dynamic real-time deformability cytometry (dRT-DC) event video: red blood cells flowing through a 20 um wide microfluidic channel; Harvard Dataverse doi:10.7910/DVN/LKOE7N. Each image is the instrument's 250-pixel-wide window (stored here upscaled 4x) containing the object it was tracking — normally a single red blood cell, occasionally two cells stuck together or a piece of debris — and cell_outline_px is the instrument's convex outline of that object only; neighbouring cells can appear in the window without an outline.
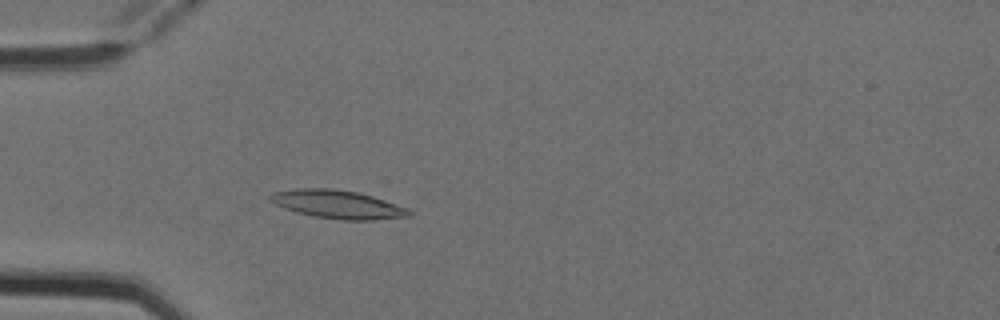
{"species": "Egyptian fruit bat (a non-hibernating species)", "species_latin": "Rousettus aegyptiacus", "temperature_condition": "cold", "stored_images_in_passage": 3, "camera_frame_rate_fps": 3000, "um_per_image_px": 0.085, "animal": {"sex": "female"}, "frame": {"image": 1, "passage_image": 3, "time_ms": 0.667, "image_size_px": [1000, 320], "cell_outline_px": [[412, 216], [372, 220], [344, 220], [312, 216], [296, 212], [284, 208], [268, 200], [268, 196], [272, 192], [296, 188], [332, 188], [356, 192], [372, 196], [408, 208], [412, 212]], "centroid_in_image_um": [28.68, 17.37], "position_along_channel_um": 56.3, "area_um2": 23.0}}